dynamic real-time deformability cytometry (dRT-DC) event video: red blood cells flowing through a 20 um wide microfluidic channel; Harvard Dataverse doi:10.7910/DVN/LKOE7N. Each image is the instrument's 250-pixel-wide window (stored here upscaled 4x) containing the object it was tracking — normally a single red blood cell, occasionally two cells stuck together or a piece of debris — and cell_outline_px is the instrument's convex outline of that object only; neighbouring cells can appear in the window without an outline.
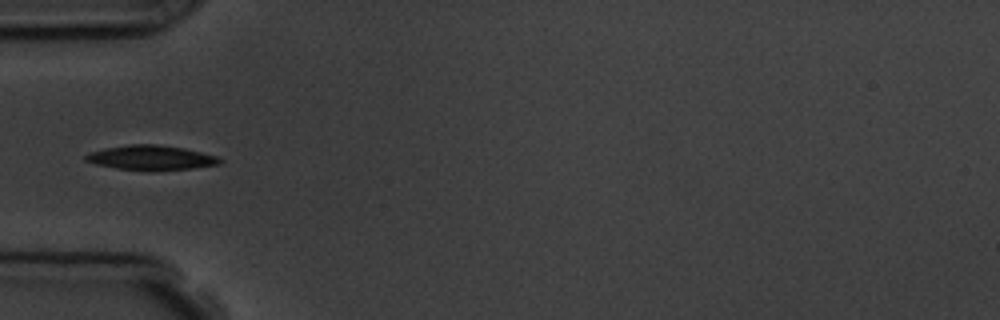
{"species": "common noctule bat (a hibernating species)", "species_latin": "Nyctalus noctula", "temperature_condition": "room temperature", "stored_images_in_passage": 6, "camera_frame_rate_fps": 3000, "um_per_image_px": 0.085, "animal": {"sex": "male", "body_mass_g": 19.5, "forearm_length_mm": 54.6}, "frame": {"image": 1, "passage_image": 3, "time_ms": 2.333, "image_size_px": [1000, 320], "cell_outline_px": [[224, 160], [220, 164], [192, 168], [116, 168], [96, 164], [84, 160], [84, 156], [88, 152], [104, 148], [128, 144], [156, 144], [184, 148], [216, 156]], "centroid_in_image_um": [12.8, 13.36], "position_along_channel_um": 72.2, "area_um2": 18.5}}
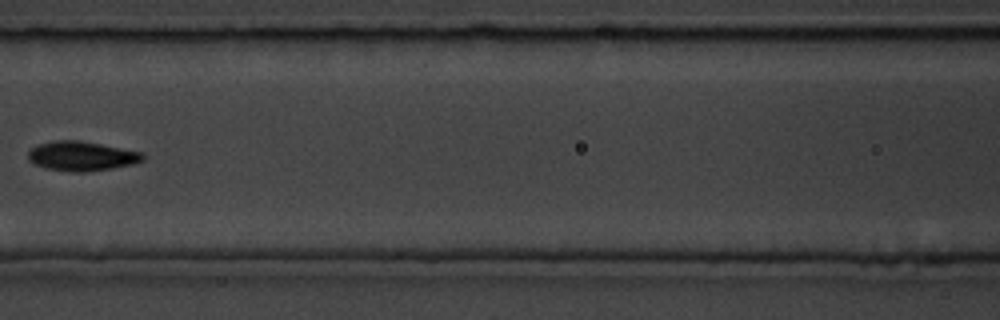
{"frame": {"image": 2, "passage_image": 5, "time_ms": 4.667, "image_size_px": [1000, 320], "cell_outline_px": [[144, 160], [132, 164], [112, 168], [84, 172], [72, 172], [48, 168], [36, 164], [28, 160], [28, 152], [32, 148], [40, 144], [56, 140], [80, 140], [144, 152]], "centroid_in_image_um": [6.97, 13.26], "position_along_channel_um": 159.6, "area_um2": 19.59}}